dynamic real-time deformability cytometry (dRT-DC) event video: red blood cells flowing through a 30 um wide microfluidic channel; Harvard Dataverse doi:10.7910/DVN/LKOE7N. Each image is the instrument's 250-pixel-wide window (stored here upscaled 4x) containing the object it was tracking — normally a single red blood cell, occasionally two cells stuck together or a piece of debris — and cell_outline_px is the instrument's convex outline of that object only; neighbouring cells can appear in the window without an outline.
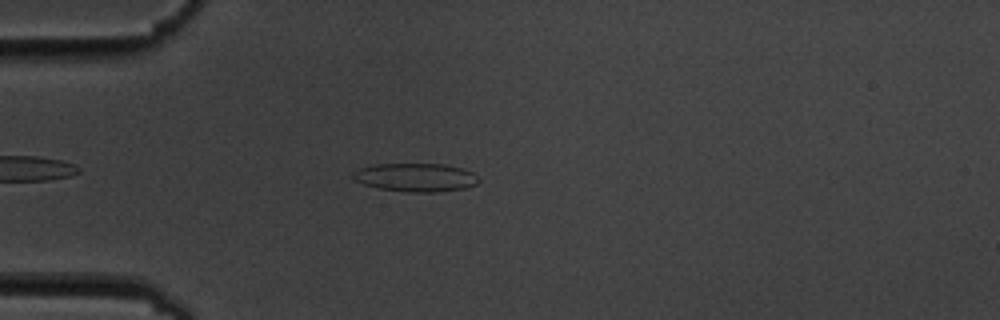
{"species": "common noctule bat (a hibernating species)", "species_latin": "Nyctalus noctula", "temperature_condition": "cold", "stored_images_in_passage": 4, "camera_frame_rate_fps": 3000, "um_per_image_px": 0.085, "animal": {"sex": "male", "body_mass_g": 19.5, "forearm_length_mm": 54.6}, "frame": {"image": 1, "passage_image": 4, "time_ms": 4.0, "image_size_px": [1000, 320], "cell_outline_px": [[480, 180], [476, 184], [464, 188], [436, 192], [408, 192], [380, 188], [364, 184], [352, 180], [352, 172], [356, 168], [372, 164], [444, 164], [464, 168], [472, 172]], "centroid_in_image_um": [35.29, 15.06], "position_along_channel_um": 49.7, "area_um2": 20.98}}